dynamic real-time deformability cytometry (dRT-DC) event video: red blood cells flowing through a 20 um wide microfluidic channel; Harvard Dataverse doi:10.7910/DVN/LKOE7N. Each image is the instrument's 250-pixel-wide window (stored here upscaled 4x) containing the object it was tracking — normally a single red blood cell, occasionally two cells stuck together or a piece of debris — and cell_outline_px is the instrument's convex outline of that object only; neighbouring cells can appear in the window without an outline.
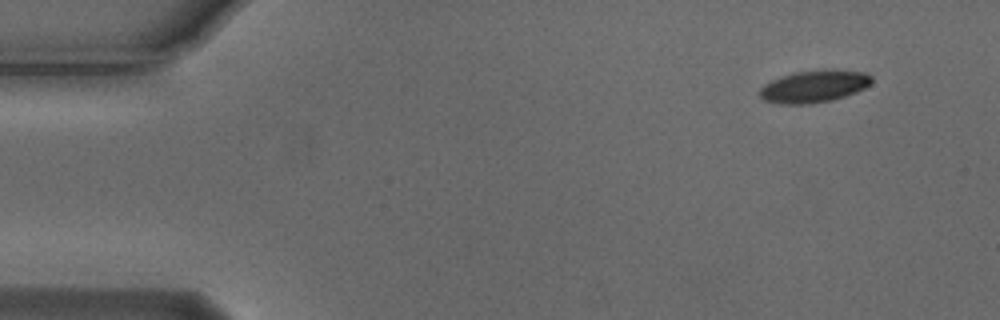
{"species": "Egyptian fruit bat (a non-hibernating species)", "species_latin": "Rousettus aegyptiacus", "temperature_condition": "cold", "stored_images_in_passage": 51, "camera_frame_rate_fps": 3000, "um_per_image_px": 0.085, "animal": {"sex": "male"}, "frame": {"image": 1, "passage_image": 1, "time_ms": 0.0, "image_size_px": [1000, 320], "cell_outline_px": [[872, 80], [864, 88], [856, 92], [832, 100], [808, 104], [780, 104], [764, 100], [760, 96], [760, 88], [764, 84], [780, 76], [792, 72], [824, 68], [832, 68], [864, 72], [872, 76]], "centroid_in_image_um": [69.19, 7.31], "position_along_channel_um": 15.8, "area_um2": 21.33}}
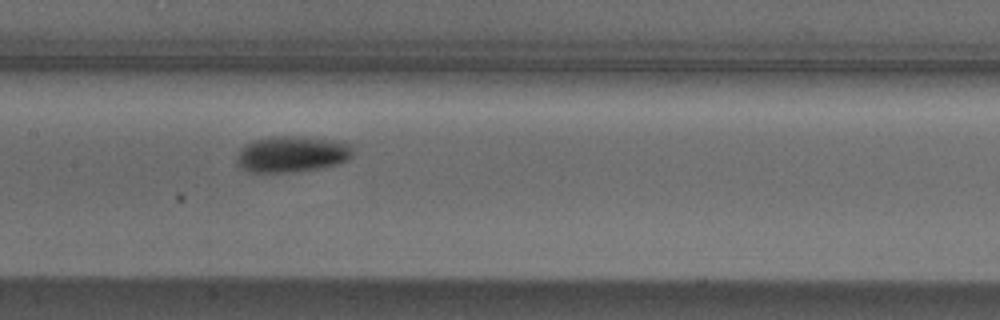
{"frame": {"image": 2, "passage_image": 23, "time_ms": 7.333, "image_size_px": [1000, 320], "cell_outline_px": [[352, 156], [348, 160], [336, 164], [320, 168], [288, 172], [248, 172], [236, 164], [236, 156], [240, 148], [252, 140], [272, 136], [300, 136], [332, 140], [352, 144]], "centroid_in_image_um": [24.78, 13.09], "position_along_channel_um": 182.6, "area_um2": 24.62}}
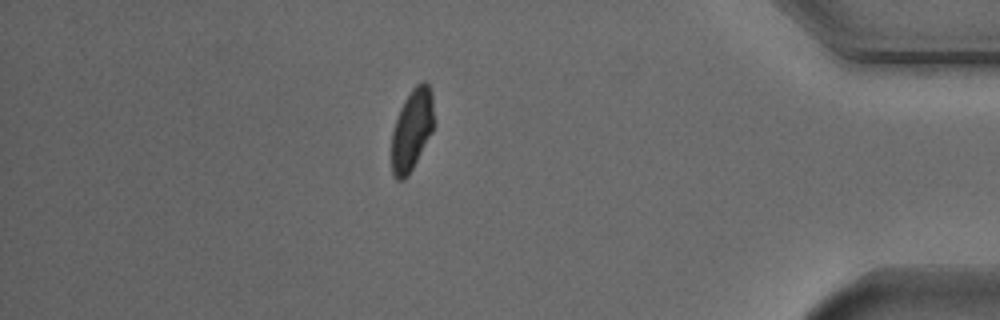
{"frame": {"image": 3, "passage_image": 44, "time_ms": 14.333, "image_size_px": [1000, 320], "cell_outline_px": [[432, 132], [408, 176], [404, 180], [396, 180], [392, 176], [392, 132], [400, 108], [404, 100], [412, 88], [416, 84], [424, 80], [428, 84], [432, 92]], "centroid_in_image_um": [34.99, 11.04], "position_along_channel_um": 400.2, "area_um2": 19.88}, "authors_computed_cell_mechanics": {"area_um2": 22.1374, "velocity_mm_per_s": 3.7054, "shape_relaxation_time_tau1_ms": 5.8207, "shape_relaxation_time_tau2_ms": null, "deformation_change_tau1": 0.1605, "deformation_change_tau2": null}}